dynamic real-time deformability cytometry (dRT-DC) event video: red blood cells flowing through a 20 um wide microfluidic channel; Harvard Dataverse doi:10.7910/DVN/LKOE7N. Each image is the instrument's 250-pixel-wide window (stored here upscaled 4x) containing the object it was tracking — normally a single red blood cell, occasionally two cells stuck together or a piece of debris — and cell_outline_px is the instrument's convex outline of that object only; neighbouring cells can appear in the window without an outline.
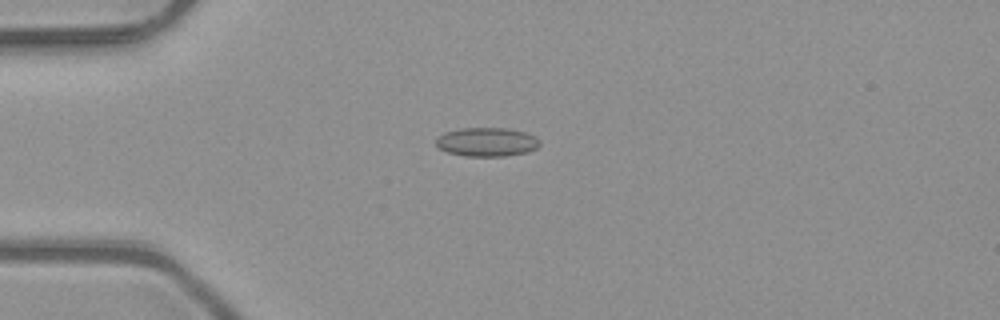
{"species": "common noctule bat (a hibernating species)", "species_latin": "Nyctalus noctula", "temperature_condition": "room temperature", "stored_images_in_passage": 4, "camera_frame_rate_fps": 3000, "um_per_image_px": 0.085, "animal": {"sex": "male", "body_mass_g": 23.1, "forearm_length_mm": 52.7}, "frame": {"image": 1, "passage_image": 2, "time_ms": 0.333, "image_size_px": [1000, 320], "cell_outline_px": [[540, 144], [536, 148], [528, 152], [504, 156], [464, 156], [448, 152], [440, 148], [436, 144], [436, 136], [444, 132], [460, 128], [508, 128], [524, 132], [536, 136], [540, 140]], "centroid_in_image_um": [41.38, 12.06], "position_along_channel_um": 43.6, "area_um2": 17.57}}
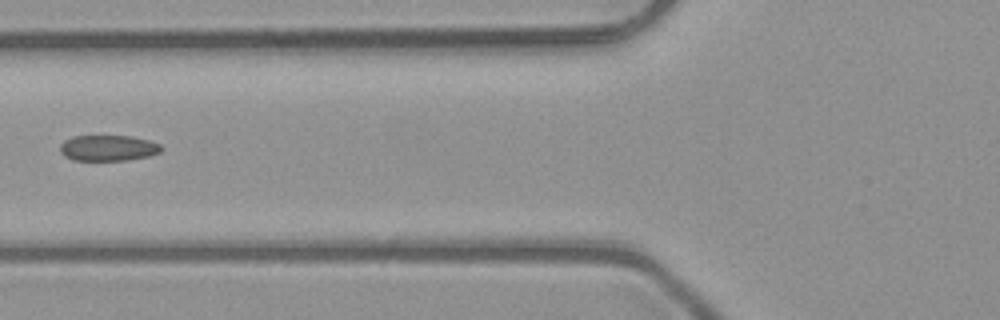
{"frame": {"image": 2, "passage_image": 4, "time_ms": 1.0, "image_size_px": [1000, 320], "cell_outline_px": [[164, 148], [160, 152], [148, 156], [128, 160], [72, 160], [64, 156], [60, 152], [60, 144], [64, 140], [72, 136], [132, 136], [148, 140], [160, 144]], "centroid_in_image_um": [9.18, 12.58], "position_along_channel_um": 116.6, "area_um2": 15.32}}